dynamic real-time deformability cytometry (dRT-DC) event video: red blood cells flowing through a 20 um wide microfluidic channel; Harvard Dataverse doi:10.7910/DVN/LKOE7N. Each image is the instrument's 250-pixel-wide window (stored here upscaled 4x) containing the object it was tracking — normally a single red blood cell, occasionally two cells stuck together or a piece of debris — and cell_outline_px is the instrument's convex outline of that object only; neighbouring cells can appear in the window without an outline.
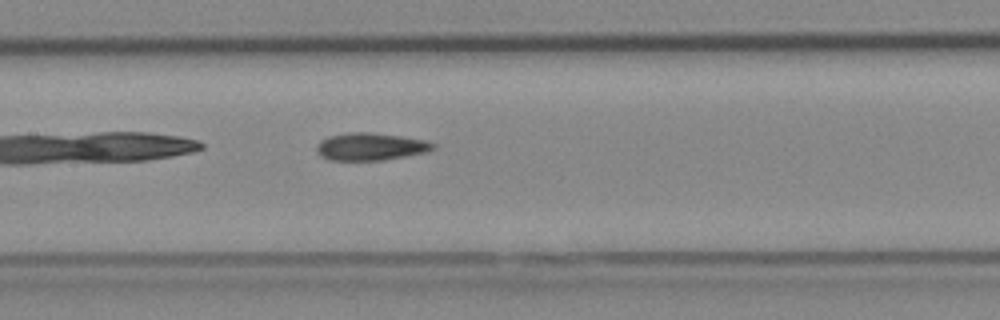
{"species": "Egyptian fruit bat (a non-hibernating species)", "species_latin": "Rousettus aegyptiacus", "temperature_condition": "cold", "stored_images_in_passage": 29, "camera_frame_rate_fps": 3000, "um_per_image_px": 0.085, "animal": {"sex": "female"}, "frame": {"image": 1, "passage_image": 9, "time_ms": 2.667, "image_size_px": [1000, 320], "cell_outline_px": [[436, 148], [424, 152], [384, 160], [328, 160], [320, 156], [316, 152], [316, 144], [320, 140], [328, 136], [348, 132], [368, 132], [400, 136], [424, 140], [436, 144]], "centroid_in_image_um": [31.43, 12.46], "position_along_channel_um": 176.0, "area_um2": 18.67}}